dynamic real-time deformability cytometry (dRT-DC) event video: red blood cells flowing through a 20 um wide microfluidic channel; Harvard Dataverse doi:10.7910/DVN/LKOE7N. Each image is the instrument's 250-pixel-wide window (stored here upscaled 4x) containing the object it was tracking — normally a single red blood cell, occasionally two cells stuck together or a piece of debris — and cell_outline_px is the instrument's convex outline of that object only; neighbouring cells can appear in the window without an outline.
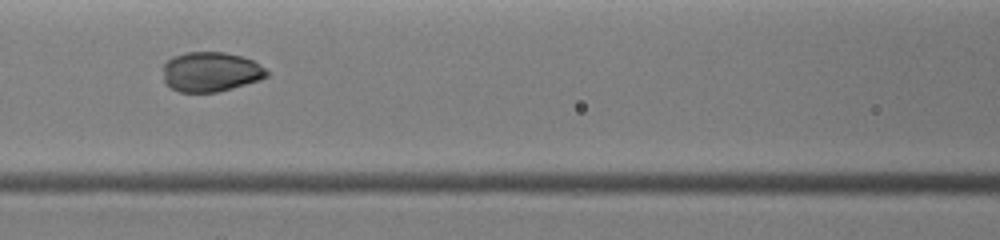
{"species": "common noctule bat (a hibernating species)", "species_latin": "Nyctalus noctula", "temperature_condition": "warm", "stored_images_in_passage": 14, "camera_frame_rate_fps": 3000, "um_per_image_px": 0.085, "animal": {"sex": "female", "body_mass_g": 19.0, "forearm_length_mm": 51.5}, "frame": {"image": 1, "passage_image": 8, "time_ms": 3.333, "image_size_px": [1000, 240], "cell_outline_px": [[268, 76], [260, 80], [232, 88], [216, 92], [180, 92], [172, 88], [164, 80], [164, 64], [172, 56], [188, 52], [224, 52], [244, 56], [252, 60], [264, 68], [268, 72]], "centroid_in_image_um": [17.92, 6.1], "position_along_channel_um": 148.7, "area_um2": 23.93}}
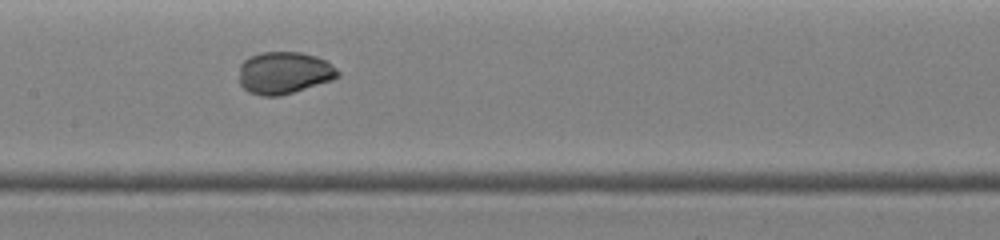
{"frame": {"image": 2, "passage_image": 10, "time_ms": 4.0, "image_size_px": [1000, 240], "cell_outline_px": [[340, 76], [332, 80], [280, 96], [260, 96], [248, 92], [240, 84], [240, 64], [248, 56], [260, 52], [300, 52], [316, 56], [328, 60], [340, 72]], "centroid_in_image_um": [24.16, 6.18], "position_along_channel_um": 183.2, "area_um2": 24.51}}
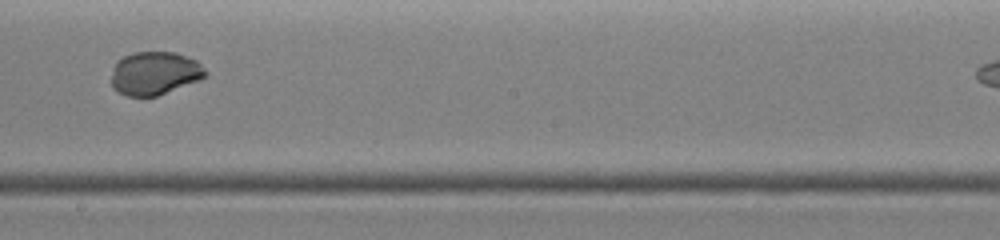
{"frame": {"image": 3, "passage_image": 12, "time_ms": 5.0, "image_size_px": [1000, 240], "cell_outline_px": [[208, 72], [200, 80], [156, 96], [128, 96], [112, 88], [112, 68], [116, 60], [132, 52], [176, 52], [196, 60]], "centroid_in_image_um": [13.13, 6.21], "position_along_channel_um": 235.1, "area_um2": 23.76}}